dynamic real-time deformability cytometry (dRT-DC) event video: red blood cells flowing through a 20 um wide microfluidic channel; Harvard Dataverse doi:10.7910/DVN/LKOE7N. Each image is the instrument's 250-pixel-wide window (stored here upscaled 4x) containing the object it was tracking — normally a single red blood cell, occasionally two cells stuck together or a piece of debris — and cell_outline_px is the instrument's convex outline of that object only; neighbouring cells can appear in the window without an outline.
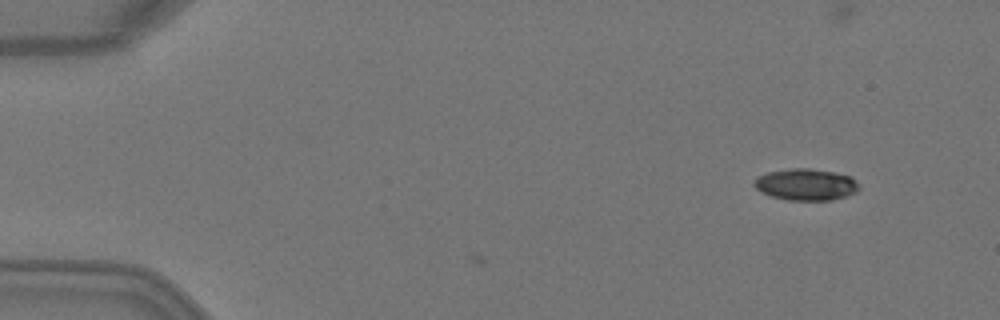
{"species": "Egyptian fruit bat (a non-hibernating species)", "species_latin": "Rousettus aegyptiacus", "temperature_condition": "warm", "stored_images_in_passage": 2, "camera_frame_rate_fps": 3000, "um_per_image_px": 0.085, "animal": {"sex": "female"}, "frame": {"image": 1, "passage_image": 2, "time_ms": 0.333, "image_size_px": [1000, 320], "cell_outline_px": [[860, 188], [856, 192], [848, 196], [832, 200], [788, 200], [772, 196], [760, 192], [752, 184], [756, 176], [768, 172], [792, 168], [808, 168], [832, 172], [852, 176]], "centroid_in_image_um": [68.49, 15.69], "position_along_channel_um": 16.5, "area_um2": 19.42}}